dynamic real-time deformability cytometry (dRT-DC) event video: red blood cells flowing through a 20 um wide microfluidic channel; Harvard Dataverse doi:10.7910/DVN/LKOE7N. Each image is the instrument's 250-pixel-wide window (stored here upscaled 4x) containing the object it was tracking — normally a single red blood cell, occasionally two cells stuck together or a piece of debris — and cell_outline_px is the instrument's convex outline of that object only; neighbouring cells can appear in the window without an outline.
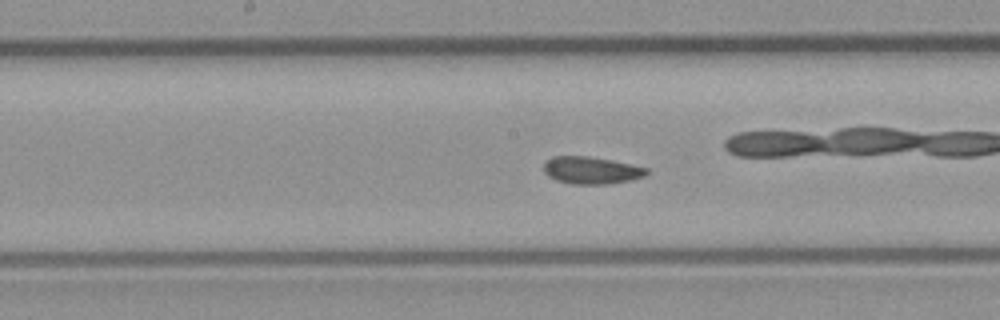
{"species": "common noctule bat (a hibernating species)", "species_latin": "Nyctalus noctula", "temperature_condition": "room temperature", "stored_images_in_passage": 47, "camera_frame_rate_fps": 3000, "um_per_image_px": 0.085, "animal": {"sex": "male", "body_mass_g": 23.1, "forearm_length_mm": 52.7}, "frame": {"image": 1, "passage_image": 21, "time_ms": 6.667, "image_size_px": [1000, 320], "cell_outline_px": [[648, 172], [644, 176], [632, 180], [608, 184], [572, 184], [556, 180], [548, 176], [544, 172], [544, 160], [552, 156], [588, 156], [612, 160], [632, 164], [648, 168]], "centroid_in_image_um": [50.25, 14.47], "position_along_channel_um": 198.0, "area_um2": 16.53}}
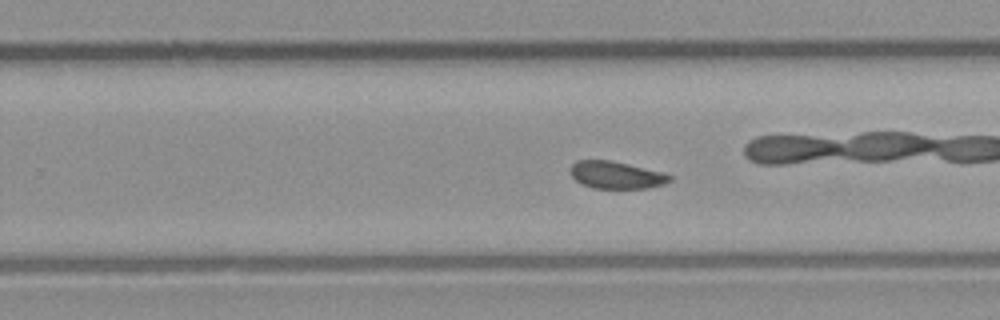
{"frame": {"image": 2, "passage_image": 27, "time_ms": 8.667, "image_size_px": [1000, 320], "cell_outline_px": [[672, 180], [664, 184], [648, 188], [592, 188], [580, 184], [568, 172], [568, 168], [576, 160], [608, 160], [628, 164], [664, 172], [672, 176]], "centroid_in_image_um": [52.34, 14.87], "position_along_channel_um": 277.5, "area_um2": 16.01}, "authors_computed_cell_mechanics": {"area_um2": 16.5886, "velocity_mm_per_s": 3.9983, "shape_relaxation_time_tau1_ms": 4.4991, "shape_relaxation_time_tau2_ms": 2.1311, "deformation_change_tau1": 0.0803, "deformation_change_tau2": 0.0657}}